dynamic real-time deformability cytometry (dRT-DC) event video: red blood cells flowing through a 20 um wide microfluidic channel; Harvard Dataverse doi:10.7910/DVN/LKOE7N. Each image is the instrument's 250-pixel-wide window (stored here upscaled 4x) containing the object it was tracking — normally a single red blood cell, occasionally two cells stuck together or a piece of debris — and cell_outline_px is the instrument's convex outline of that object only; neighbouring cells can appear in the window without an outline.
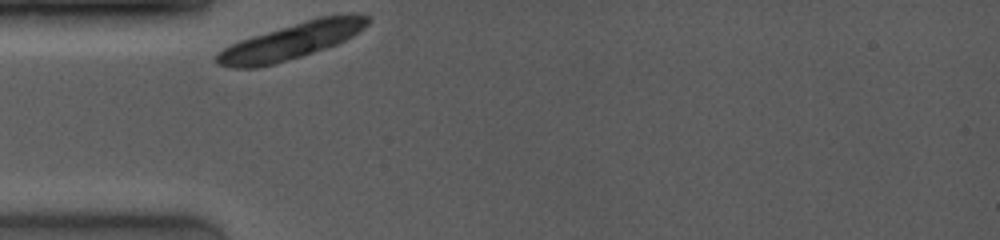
{"species": "common noctule bat (a hibernating species)", "species_latin": "Nyctalus noctula", "temperature_condition": "room temperature", "stored_images_in_passage": 2, "camera_frame_rate_fps": 4000, "um_per_image_px": 0.085, "animal": {"sex": "female", "body_mass_g": 19.0, "forearm_length_mm": 53.3}, "frame": {"image": 1, "passage_image": 1, "time_ms": 0.0, "image_size_px": [1000, 240], "cell_outline_px": [[368, 24], [364, 28], [352, 36], [336, 44], [300, 56], [272, 64], [256, 68], [232, 68], [216, 64], [216, 52], [240, 40], [252, 36], [320, 16], [348, 12], [368, 16]], "centroid_in_image_um": [24.76, 3.48], "position_along_channel_um": 60.2, "area_um2": 31.44}}